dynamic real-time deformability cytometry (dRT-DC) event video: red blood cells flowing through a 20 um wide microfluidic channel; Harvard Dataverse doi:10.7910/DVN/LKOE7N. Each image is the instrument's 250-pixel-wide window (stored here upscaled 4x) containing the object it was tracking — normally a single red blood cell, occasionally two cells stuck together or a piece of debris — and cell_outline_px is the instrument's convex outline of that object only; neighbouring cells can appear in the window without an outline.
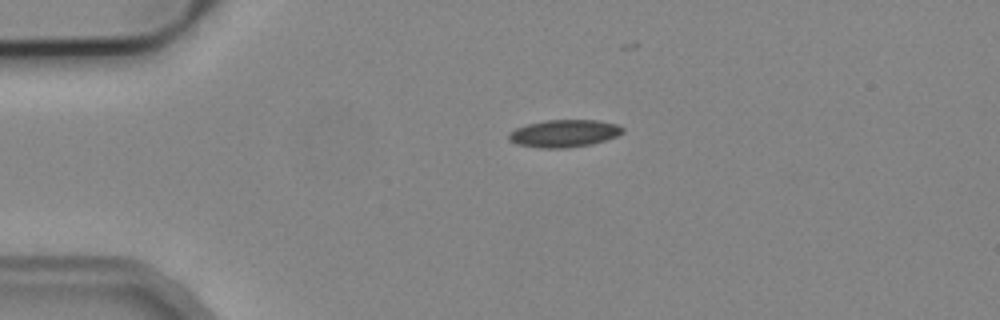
{"species": "common noctule bat (a hibernating species)", "species_latin": "Nyctalus noctula", "temperature_condition": "cold", "stored_images_in_passage": 2, "camera_frame_rate_fps": 3000, "um_per_image_px": 0.085, "animal": {"sex": "male", "body_mass_g": 19.2, "forearm_length_mm": 51.8}, "frame": {"image": 1, "passage_image": 1, "time_ms": 0.0, "image_size_px": [1000, 320], "cell_outline_px": [[624, 132], [616, 136], [592, 144], [564, 148], [540, 148], [516, 144], [508, 140], [508, 132], [516, 128], [528, 124], [544, 120], [596, 120], [620, 124], [624, 128]], "centroid_in_image_um": [47.94, 11.33], "position_along_channel_um": 37.1, "area_um2": 18.32}}